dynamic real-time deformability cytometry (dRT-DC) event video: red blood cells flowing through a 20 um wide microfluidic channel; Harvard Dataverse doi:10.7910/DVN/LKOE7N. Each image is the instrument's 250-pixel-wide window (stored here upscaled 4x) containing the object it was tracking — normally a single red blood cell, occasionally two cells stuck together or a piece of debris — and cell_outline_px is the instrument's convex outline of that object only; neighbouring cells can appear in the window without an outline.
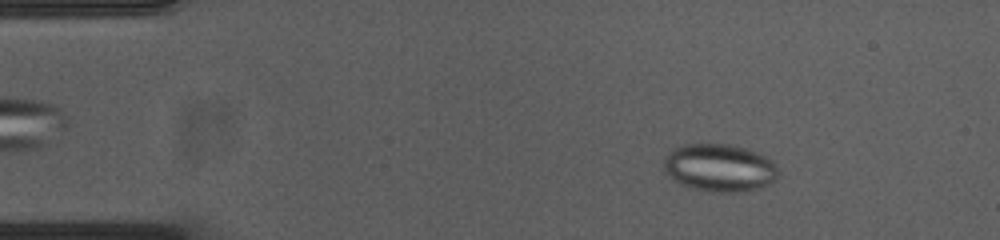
{"species": "common noctule bat (a hibernating species)", "species_latin": "Nyctalus noctula", "temperature_condition": "cold", "stored_images_in_passage": 55, "segment_of_instrument_passage": [1, 2], "camera_frame_rate_fps": 3000, "um_per_image_px": 0.085, "animal": {"sex": "female", "body_mass_g": 23.0, "forearm_length_mm": 53.4}, "frame": {"image": 1, "passage_image": 7, "time_ms": 2.0, "image_size_px": [1000, 240], "cell_outline_px": [[780, 172], [776, 180], [768, 184], [756, 188], [736, 192], [716, 192], [692, 188], [668, 176], [664, 168], [664, 160], [676, 148], [684, 144], [732, 144], [748, 148], [764, 156]], "centroid_in_image_um": [61.18, 14.25], "position_along_channel_um": 23.8, "area_um2": 31.27}}
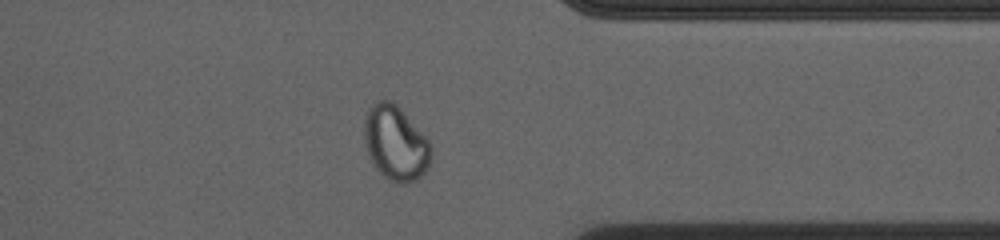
{"frame": {"image": 2, "passage_image": 42, "time_ms": 13.667, "image_size_px": [1000, 240], "cell_outline_px": [[432, 152], [428, 164], [424, 172], [416, 180], [404, 184], [400, 184], [388, 180], [376, 168], [368, 152], [364, 140], [364, 124], [368, 108], [372, 104], [380, 100], [388, 100], [396, 104], [428, 140]], "centroid_in_image_um": [33.61, 12.18], "position_along_channel_um": 377.8, "area_um2": 28.61}}
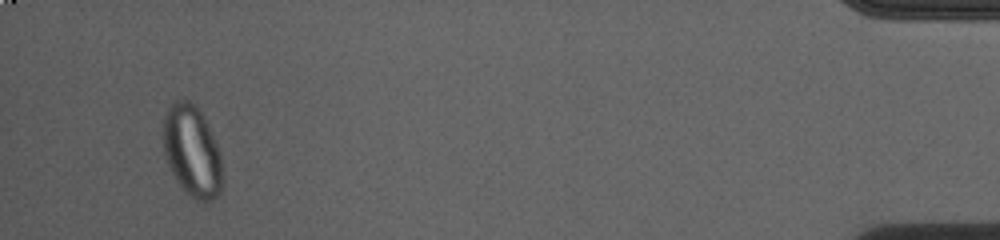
{"frame": {"image": 3, "passage_image": 51, "time_ms": 16.667, "image_size_px": [1000, 240], "cell_outline_px": [[220, 192], [208, 204], [196, 200], [176, 180], [168, 164], [164, 152], [164, 116], [168, 108], [176, 100], [188, 100], [200, 112], [212, 136], [220, 156]], "centroid_in_image_um": [16.3, 12.87], "position_along_channel_um": 418.9, "area_um2": 30.35}}